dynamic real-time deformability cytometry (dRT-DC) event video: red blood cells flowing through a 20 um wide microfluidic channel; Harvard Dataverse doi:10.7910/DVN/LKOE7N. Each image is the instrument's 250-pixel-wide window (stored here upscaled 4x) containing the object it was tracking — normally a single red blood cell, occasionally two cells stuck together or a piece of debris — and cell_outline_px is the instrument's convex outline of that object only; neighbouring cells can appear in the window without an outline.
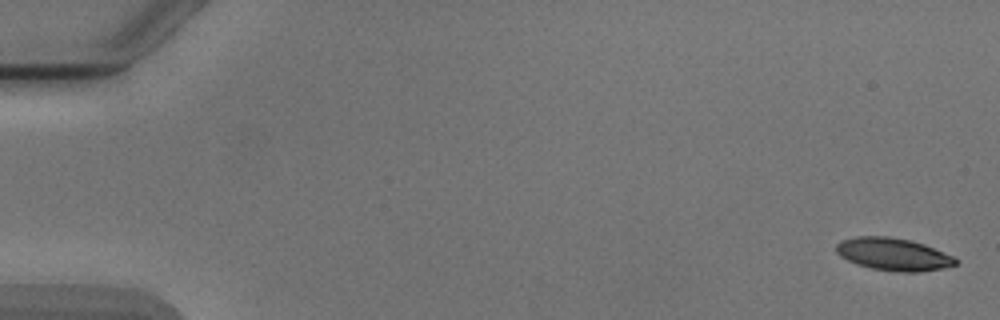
{"species": "Egyptian fruit bat (a non-hibernating species)", "species_latin": "Rousettus aegyptiacus", "temperature_condition": "cold", "stored_images_in_passage": 5, "camera_frame_rate_fps": 3000, "um_per_image_px": 0.085, "animal": {"sex": "male"}, "frame": {"image": 1, "passage_image": 1, "time_ms": 0.0, "image_size_px": [1000, 320], "cell_outline_px": [[960, 260], [956, 264], [944, 268], [920, 272], [900, 272], [872, 268], [856, 264], [840, 256], [836, 252], [836, 244], [840, 240], [856, 236], [888, 236], [908, 240], [924, 244], [952, 256]], "centroid_in_image_um": [75.92, 21.61], "position_along_channel_um": 9.1, "area_um2": 22.6}}
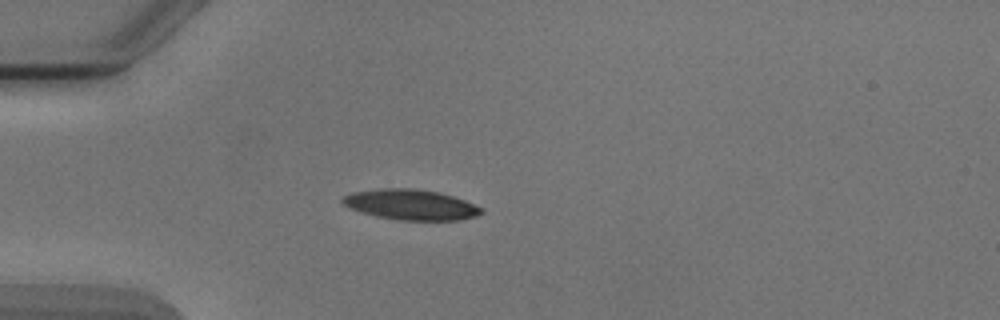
{"frame": {"image": 2, "passage_image": 4, "time_ms": 4.667, "image_size_px": [1000, 320], "cell_outline_px": [[484, 212], [476, 216], [460, 220], [400, 220], [376, 216], [360, 212], [348, 208], [340, 200], [340, 196], [352, 192], [380, 188], [416, 188], [440, 192], [464, 200], [484, 208]], "centroid_in_image_um": [34.89, 17.39], "position_along_channel_um": 50.1, "area_um2": 24.91}}